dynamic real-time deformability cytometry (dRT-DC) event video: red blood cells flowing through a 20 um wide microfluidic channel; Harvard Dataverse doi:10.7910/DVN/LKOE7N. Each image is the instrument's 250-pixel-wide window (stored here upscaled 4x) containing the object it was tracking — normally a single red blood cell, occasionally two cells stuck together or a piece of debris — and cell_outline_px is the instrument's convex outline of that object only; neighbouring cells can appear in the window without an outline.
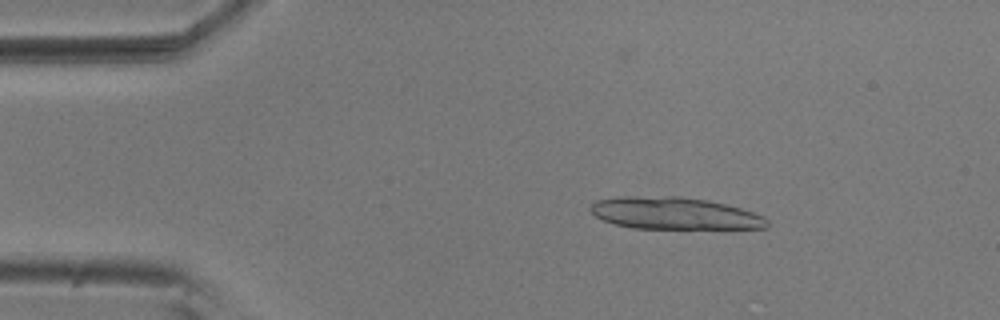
{"species": "common noctule bat (a hibernating species)", "species_latin": "Nyctalus noctula", "temperature_condition": "room temperature", "stored_images_in_passage": 44, "segment_of_instrument_passage": [1, 2], "camera_frame_rate_fps": 3000, "um_per_image_px": 0.085, "animal": {"sex": "male", "body_mass_g": 20.5, "forearm_length_mm": 52.5}, "frame": {"image": 1, "passage_image": 1, "time_ms": 0.0, "image_size_px": [1000, 320], "cell_outline_px": [[768, 228], [632, 228], [616, 224], [604, 220], [596, 216], [588, 208], [596, 200], [620, 196], [680, 196], [708, 200], [740, 208], [764, 216], [768, 220]], "centroid_in_image_um": [57.31, 18.12], "position_along_channel_um": 27.7, "area_um2": 32.89}}